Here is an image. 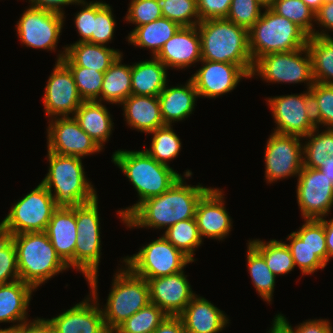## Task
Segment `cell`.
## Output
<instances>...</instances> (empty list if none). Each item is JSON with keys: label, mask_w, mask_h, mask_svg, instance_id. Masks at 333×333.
<instances>
[{"label": "cell", "mask_w": 333, "mask_h": 333, "mask_svg": "<svg viewBox=\"0 0 333 333\" xmlns=\"http://www.w3.org/2000/svg\"><path fill=\"white\" fill-rule=\"evenodd\" d=\"M175 248L192 262L197 261L194 253L202 244L195 218L179 221L168 227L162 234Z\"/></svg>", "instance_id": "obj_38"}, {"label": "cell", "mask_w": 333, "mask_h": 333, "mask_svg": "<svg viewBox=\"0 0 333 333\" xmlns=\"http://www.w3.org/2000/svg\"><path fill=\"white\" fill-rule=\"evenodd\" d=\"M264 8L258 0H232L226 19L249 30L261 17Z\"/></svg>", "instance_id": "obj_47"}, {"label": "cell", "mask_w": 333, "mask_h": 333, "mask_svg": "<svg viewBox=\"0 0 333 333\" xmlns=\"http://www.w3.org/2000/svg\"><path fill=\"white\" fill-rule=\"evenodd\" d=\"M324 224V231L326 237L327 247V264L333 258V218L326 219V217L320 219Z\"/></svg>", "instance_id": "obj_56"}, {"label": "cell", "mask_w": 333, "mask_h": 333, "mask_svg": "<svg viewBox=\"0 0 333 333\" xmlns=\"http://www.w3.org/2000/svg\"><path fill=\"white\" fill-rule=\"evenodd\" d=\"M273 319L286 333H325L333 326L330 320L325 318L308 319L294 328L282 313L276 314Z\"/></svg>", "instance_id": "obj_51"}, {"label": "cell", "mask_w": 333, "mask_h": 333, "mask_svg": "<svg viewBox=\"0 0 333 333\" xmlns=\"http://www.w3.org/2000/svg\"><path fill=\"white\" fill-rule=\"evenodd\" d=\"M293 231L327 265V247L324 224L320 219H304Z\"/></svg>", "instance_id": "obj_46"}, {"label": "cell", "mask_w": 333, "mask_h": 333, "mask_svg": "<svg viewBox=\"0 0 333 333\" xmlns=\"http://www.w3.org/2000/svg\"><path fill=\"white\" fill-rule=\"evenodd\" d=\"M325 333H333V327L331 326Z\"/></svg>", "instance_id": "obj_63"}, {"label": "cell", "mask_w": 333, "mask_h": 333, "mask_svg": "<svg viewBox=\"0 0 333 333\" xmlns=\"http://www.w3.org/2000/svg\"><path fill=\"white\" fill-rule=\"evenodd\" d=\"M314 13H316L319 8L324 3L323 0H302Z\"/></svg>", "instance_id": "obj_59"}, {"label": "cell", "mask_w": 333, "mask_h": 333, "mask_svg": "<svg viewBox=\"0 0 333 333\" xmlns=\"http://www.w3.org/2000/svg\"><path fill=\"white\" fill-rule=\"evenodd\" d=\"M46 234L56 253L75 270V245L78 236L76 224V206H59L53 213Z\"/></svg>", "instance_id": "obj_24"}, {"label": "cell", "mask_w": 333, "mask_h": 333, "mask_svg": "<svg viewBox=\"0 0 333 333\" xmlns=\"http://www.w3.org/2000/svg\"><path fill=\"white\" fill-rule=\"evenodd\" d=\"M48 172L41 183L58 206L72 207L94 200L98 194L86 176L82 159L47 151ZM88 178V179H87Z\"/></svg>", "instance_id": "obj_4"}, {"label": "cell", "mask_w": 333, "mask_h": 333, "mask_svg": "<svg viewBox=\"0 0 333 333\" xmlns=\"http://www.w3.org/2000/svg\"><path fill=\"white\" fill-rule=\"evenodd\" d=\"M303 166L318 169L324 160L333 156V129L316 127L307 136L302 137Z\"/></svg>", "instance_id": "obj_36"}, {"label": "cell", "mask_w": 333, "mask_h": 333, "mask_svg": "<svg viewBox=\"0 0 333 333\" xmlns=\"http://www.w3.org/2000/svg\"><path fill=\"white\" fill-rule=\"evenodd\" d=\"M20 333H50V331L39 320L32 326L22 328Z\"/></svg>", "instance_id": "obj_58"}, {"label": "cell", "mask_w": 333, "mask_h": 333, "mask_svg": "<svg viewBox=\"0 0 333 333\" xmlns=\"http://www.w3.org/2000/svg\"><path fill=\"white\" fill-rule=\"evenodd\" d=\"M15 244L20 279L35 290L70 269L56 253L46 232L10 236Z\"/></svg>", "instance_id": "obj_5"}, {"label": "cell", "mask_w": 333, "mask_h": 333, "mask_svg": "<svg viewBox=\"0 0 333 333\" xmlns=\"http://www.w3.org/2000/svg\"><path fill=\"white\" fill-rule=\"evenodd\" d=\"M314 24L318 25L315 27H320V30H314V36H331V32H333V2L322 4L315 13Z\"/></svg>", "instance_id": "obj_53"}, {"label": "cell", "mask_w": 333, "mask_h": 333, "mask_svg": "<svg viewBox=\"0 0 333 333\" xmlns=\"http://www.w3.org/2000/svg\"><path fill=\"white\" fill-rule=\"evenodd\" d=\"M152 333H186L179 316H167Z\"/></svg>", "instance_id": "obj_55"}, {"label": "cell", "mask_w": 333, "mask_h": 333, "mask_svg": "<svg viewBox=\"0 0 333 333\" xmlns=\"http://www.w3.org/2000/svg\"><path fill=\"white\" fill-rule=\"evenodd\" d=\"M122 60L123 54L104 73L101 89L103 103L120 105L132 94L131 65L123 63Z\"/></svg>", "instance_id": "obj_32"}, {"label": "cell", "mask_w": 333, "mask_h": 333, "mask_svg": "<svg viewBox=\"0 0 333 333\" xmlns=\"http://www.w3.org/2000/svg\"><path fill=\"white\" fill-rule=\"evenodd\" d=\"M309 35L289 19L265 7L261 17L249 29V49L255 63L260 57L306 47Z\"/></svg>", "instance_id": "obj_6"}, {"label": "cell", "mask_w": 333, "mask_h": 333, "mask_svg": "<svg viewBox=\"0 0 333 333\" xmlns=\"http://www.w3.org/2000/svg\"><path fill=\"white\" fill-rule=\"evenodd\" d=\"M309 92L316 127L333 129V85L314 82Z\"/></svg>", "instance_id": "obj_41"}, {"label": "cell", "mask_w": 333, "mask_h": 333, "mask_svg": "<svg viewBox=\"0 0 333 333\" xmlns=\"http://www.w3.org/2000/svg\"><path fill=\"white\" fill-rule=\"evenodd\" d=\"M105 305H101L107 330L113 333L125 320L150 303L149 284L125 265L118 267Z\"/></svg>", "instance_id": "obj_7"}, {"label": "cell", "mask_w": 333, "mask_h": 333, "mask_svg": "<svg viewBox=\"0 0 333 333\" xmlns=\"http://www.w3.org/2000/svg\"><path fill=\"white\" fill-rule=\"evenodd\" d=\"M84 132L103 150L114 130V122L105 103L83 101L73 116Z\"/></svg>", "instance_id": "obj_29"}, {"label": "cell", "mask_w": 333, "mask_h": 333, "mask_svg": "<svg viewBox=\"0 0 333 333\" xmlns=\"http://www.w3.org/2000/svg\"><path fill=\"white\" fill-rule=\"evenodd\" d=\"M169 69L155 57L132 63L131 88L137 96H158L168 84Z\"/></svg>", "instance_id": "obj_30"}, {"label": "cell", "mask_w": 333, "mask_h": 333, "mask_svg": "<svg viewBox=\"0 0 333 333\" xmlns=\"http://www.w3.org/2000/svg\"><path fill=\"white\" fill-rule=\"evenodd\" d=\"M75 5L80 6V11L74 14V26L80 36L76 42L92 43L93 18H95V0L87 2L79 0Z\"/></svg>", "instance_id": "obj_50"}, {"label": "cell", "mask_w": 333, "mask_h": 333, "mask_svg": "<svg viewBox=\"0 0 333 333\" xmlns=\"http://www.w3.org/2000/svg\"><path fill=\"white\" fill-rule=\"evenodd\" d=\"M173 125H164L151 131L150 147H145V151L158 163L170 167V162L178 157L182 142L178 134L174 131Z\"/></svg>", "instance_id": "obj_37"}, {"label": "cell", "mask_w": 333, "mask_h": 333, "mask_svg": "<svg viewBox=\"0 0 333 333\" xmlns=\"http://www.w3.org/2000/svg\"><path fill=\"white\" fill-rule=\"evenodd\" d=\"M22 328L8 326L7 328H0V333H20Z\"/></svg>", "instance_id": "obj_61"}, {"label": "cell", "mask_w": 333, "mask_h": 333, "mask_svg": "<svg viewBox=\"0 0 333 333\" xmlns=\"http://www.w3.org/2000/svg\"><path fill=\"white\" fill-rule=\"evenodd\" d=\"M324 1V3H331V2H333V0H323Z\"/></svg>", "instance_id": "obj_64"}, {"label": "cell", "mask_w": 333, "mask_h": 333, "mask_svg": "<svg viewBox=\"0 0 333 333\" xmlns=\"http://www.w3.org/2000/svg\"><path fill=\"white\" fill-rule=\"evenodd\" d=\"M120 260L133 274L144 279L164 277L183 271L193 262L163 235Z\"/></svg>", "instance_id": "obj_9"}, {"label": "cell", "mask_w": 333, "mask_h": 333, "mask_svg": "<svg viewBox=\"0 0 333 333\" xmlns=\"http://www.w3.org/2000/svg\"><path fill=\"white\" fill-rule=\"evenodd\" d=\"M266 102L276 123L273 132L304 137L316 128L309 90L267 97Z\"/></svg>", "instance_id": "obj_13"}, {"label": "cell", "mask_w": 333, "mask_h": 333, "mask_svg": "<svg viewBox=\"0 0 333 333\" xmlns=\"http://www.w3.org/2000/svg\"><path fill=\"white\" fill-rule=\"evenodd\" d=\"M20 279L16 247L12 238L0 232V284Z\"/></svg>", "instance_id": "obj_48"}, {"label": "cell", "mask_w": 333, "mask_h": 333, "mask_svg": "<svg viewBox=\"0 0 333 333\" xmlns=\"http://www.w3.org/2000/svg\"><path fill=\"white\" fill-rule=\"evenodd\" d=\"M66 16L29 5L15 25L22 45L56 52Z\"/></svg>", "instance_id": "obj_14"}, {"label": "cell", "mask_w": 333, "mask_h": 333, "mask_svg": "<svg viewBox=\"0 0 333 333\" xmlns=\"http://www.w3.org/2000/svg\"><path fill=\"white\" fill-rule=\"evenodd\" d=\"M271 324L268 333H286L274 320Z\"/></svg>", "instance_id": "obj_60"}, {"label": "cell", "mask_w": 333, "mask_h": 333, "mask_svg": "<svg viewBox=\"0 0 333 333\" xmlns=\"http://www.w3.org/2000/svg\"><path fill=\"white\" fill-rule=\"evenodd\" d=\"M112 5L96 0L95 18H93L92 43L107 46L114 39L117 21Z\"/></svg>", "instance_id": "obj_44"}, {"label": "cell", "mask_w": 333, "mask_h": 333, "mask_svg": "<svg viewBox=\"0 0 333 333\" xmlns=\"http://www.w3.org/2000/svg\"><path fill=\"white\" fill-rule=\"evenodd\" d=\"M37 291L21 279L0 284V323H12L14 327L26 328L34 325L40 317L28 319L30 301ZM29 320V321H28Z\"/></svg>", "instance_id": "obj_23"}, {"label": "cell", "mask_w": 333, "mask_h": 333, "mask_svg": "<svg viewBox=\"0 0 333 333\" xmlns=\"http://www.w3.org/2000/svg\"><path fill=\"white\" fill-rule=\"evenodd\" d=\"M201 67L191 75L199 98L214 99L236 89L242 79L251 76L240 66L201 60Z\"/></svg>", "instance_id": "obj_19"}, {"label": "cell", "mask_w": 333, "mask_h": 333, "mask_svg": "<svg viewBox=\"0 0 333 333\" xmlns=\"http://www.w3.org/2000/svg\"><path fill=\"white\" fill-rule=\"evenodd\" d=\"M163 17L178 23L181 27L197 26L200 18L196 0H157Z\"/></svg>", "instance_id": "obj_42"}, {"label": "cell", "mask_w": 333, "mask_h": 333, "mask_svg": "<svg viewBox=\"0 0 333 333\" xmlns=\"http://www.w3.org/2000/svg\"><path fill=\"white\" fill-rule=\"evenodd\" d=\"M58 207L48 189L40 182L12 205L0 223V232L8 236L44 232Z\"/></svg>", "instance_id": "obj_8"}, {"label": "cell", "mask_w": 333, "mask_h": 333, "mask_svg": "<svg viewBox=\"0 0 333 333\" xmlns=\"http://www.w3.org/2000/svg\"><path fill=\"white\" fill-rule=\"evenodd\" d=\"M181 28V26L161 17L155 21L133 28L128 33L127 40L129 44L140 49H149L151 57H155L162 46Z\"/></svg>", "instance_id": "obj_31"}, {"label": "cell", "mask_w": 333, "mask_h": 333, "mask_svg": "<svg viewBox=\"0 0 333 333\" xmlns=\"http://www.w3.org/2000/svg\"><path fill=\"white\" fill-rule=\"evenodd\" d=\"M74 78L78 92L83 101L101 102V89L104 72H98L80 66H67Z\"/></svg>", "instance_id": "obj_45"}, {"label": "cell", "mask_w": 333, "mask_h": 333, "mask_svg": "<svg viewBox=\"0 0 333 333\" xmlns=\"http://www.w3.org/2000/svg\"><path fill=\"white\" fill-rule=\"evenodd\" d=\"M225 192L211 187L199 200L195 220L203 238L223 241L232 231L233 221L225 206Z\"/></svg>", "instance_id": "obj_20"}, {"label": "cell", "mask_w": 333, "mask_h": 333, "mask_svg": "<svg viewBox=\"0 0 333 333\" xmlns=\"http://www.w3.org/2000/svg\"><path fill=\"white\" fill-rule=\"evenodd\" d=\"M111 157L112 163L131 182L139 198L132 206L116 211L120 222H124L143 201L166 192L181 176L193 174L187 169L181 175L174 168L158 163L145 150L119 149Z\"/></svg>", "instance_id": "obj_2"}, {"label": "cell", "mask_w": 333, "mask_h": 333, "mask_svg": "<svg viewBox=\"0 0 333 333\" xmlns=\"http://www.w3.org/2000/svg\"><path fill=\"white\" fill-rule=\"evenodd\" d=\"M185 84L165 86L158 95L162 119L165 125H172L190 117L199 98L191 78Z\"/></svg>", "instance_id": "obj_27"}, {"label": "cell", "mask_w": 333, "mask_h": 333, "mask_svg": "<svg viewBox=\"0 0 333 333\" xmlns=\"http://www.w3.org/2000/svg\"><path fill=\"white\" fill-rule=\"evenodd\" d=\"M247 244V271L252 284L261 300L272 304L275 290L276 276L266 265L264 258L249 244Z\"/></svg>", "instance_id": "obj_35"}, {"label": "cell", "mask_w": 333, "mask_h": 333, "mask_svg": "<svg viewBox=\"0 0 333 333\" xmlns=\"http://www.w3.org/2000/svg\"><path fill=\"white\" fill-rule=\"evenodd\" d=\"M258 76L272 84L304 83L309 90L313 84L312 59L306 47L290 52L270 53L260 57L253 67L251 79Z\"/></svg>", "instance_id": "obj_10"}, {"label": "cell", "mask_w": 333, "mask_h": 333, "mask_svg": "<svg viewBox=\"0 0 333 333\" xmlns=\"http://www.w3.org/2000/svg\"><path fill=\"white\" fill-rule=\"evenodd\" d=\"M268 184L297 177L303 168V140L296 135L271 132L264 150Z\"/></svg>", "instance_id": "obj_15"}, {"label": "cell", "mask_w": 333, "mask_h": 333, "mask_svg": "<svg viewBox=\"0 0 333 333\" xmlns=\"http://www.w3.org/2000/svg\"><path fill=\"white\" fill-rule=\"evenodd\" d=\"M79 0H28L30 6L65 16L64 6L75 5Z\"/></svg>", "instance_id": "obj_54"}, {"label": "cell", "mask_w": 333, "mask_h": 333, "mask_svg": "<svg viewBox=\"0 0 333 333\" xmlns=\"http://www.w3.org/2000/svg\"><path fill=\"white\" fill-rule=\"evenodd\" d=\"M295 267H298L302 276L314 274L319 269L321 271L327 266L294 232L287 238Z\"/></svg>", "instance_id": "obj_43"}, {"label": "cell", "mask_w": 333, "mask_h": 333, "mask_svg": "<svg viewBox=\"0 0 333 333\" xmlns=\"http://www.w3.org/2000/svg\"><path fill=\"white\" fill-rule=\"evenodd\" d=\"M283 240L270 241L252 239L247 241L265 260L266 265L275 276H281L294 270L295 265L291 251Z\"/></svg>", "instance_id": "obj_34"}, {"label": "cell", "mask_w": 333, "mask_h": 333, "mask_svg": "<svg viewBox=\"0 0 333 333\" xmlns=\"http://www.w3.org/2000/svg\"><path fill=\"white\" fill-rule=\"evenodd\" d=\"M98 196L76 206L77 240L75 245V269L86 281L98 274L101 260V223Z\"/></svg>", "instance_id": "obj_12"}, {"label": "cell", "mask_w": 333, "mask_h": 333, "mask_svg": "<svg viewBox=\"0 0 333 333\" xmlns=\"http://www.w3.org/2000/svg\"><path fill=\"white\" fill-rule=\"evenodd\" d=\"M269 8L297 24L309 36H314L315 13L302 0H275Z\"/></svg>", "instance_id": "obj_39"}, {"label": "cell", "mask_w": 333, "mask_h": 333, "mask_svg": "<svg viewBox=\"0 0 333 333\" xmlns=\"http://www.w3.org/2000/svg\"><path fill=\"white\" fill-rule=\"evenodd\" d=\"M314 82L333 85V36H309Z\"/></svg>", "instance_id": "obj_33"}, {"label": "cell", "mask_w": 333, "mask_h": 333, "mask_svg": "<svg viewBox=\"0 0 333 333\" xmlns=\"http://www.w3.org/2000/svg\"><path fill=\"white\" fill-rule=\"evenodd\" d=\"M168 315L149 303L125 320L113 333H152Z\"/></svg>", "instance_id": "obj_40"}, {"label": "cell", "mask_w": 333, "mask_h": 333, "mask_svg": "<svg viewBox=\"0 0 333 333\" xmlns=\"http://www.w3.org/2000/svg\"><path fill=\"white\" fill-rule=\"evenodd\" d=\"M202 60L242 67L250 76L254 62L249 49V30L226 18L207 19L197 25Z\"/></svg>", "instance_id": "obj_3"}, {"label": "cell", "mask_w": 333, "mask_h": 333, "mask_svg": "<svg viewBox=\"0 0 333 333\" xmlns=\"http://www.w3.org/2000/svg\"><path fill=\"white\" fill-rule=\"evenodd\" d=\"M296 198L303 219L328 217L333 207V182L320 169L304 167L296 183Z\"/></svg>", "instance_id": "obj_16"}, {"label": "cell", "mask_w": 333, "mask_h": 333, "mask_svg": "<svg viewBox=\"0 0 333 333\" xmlns=\"http://www.w3.org/2000/svg\"><path fill=\"white\" fill-rule=\"evenodd\" d=\"M119 106L122 107L126 125L141 133H150L164 126L158 96L131 94Z\"/></svg>", "instance_id": "obj_28"}, {"label": "cell", "mask_w": 333, "mask_h": 333, "mask_svg": "<svg viewBox=\"0 0 333 333\" xmlns=\"http://www.w3.org/2000/svg\"><path fill=\"white\" fill-rule=\"evenodd\" d=\"M265 7H269L275 0H258Z\"/></svg>", "instance_id": "obj_62"}, {"label": "cell", "mask_w": 333, "mask_h": 333, "mask_svg": "<svg viewBox=\"0 0 333 333\" xmlns=\"http://www.w3.org/2000/svg\"><path fill=\"white\" fill-rule=\"evenodd\" d=\"M58 51L56 62L62 61L66 66H80L106 72L115 60L123 54L119 49L90 42H74Z\"/></svg>", "instance_id": "obj_25"}, {"label": "cell", "mask_w": 333, "mask_h": 333, "mask_svg": "<svg viewBox=\"0 0 333 333\" xmlns=\"http://www.w3.org/2000/svg\"><path fill=\"white\" fill-rule=\"evenodd\" d=\"M192 175L181 176L166 192L143 201L123 222L130 229H163L175 223L195 218L196 207L211 188L185 181Z\"/></svg>", "instance_id": "obj_1"}, {"label": "cell", "mask_w": 333, "mask_h": 333, "mask_svg": "<svg viewBox=\"0 0 333 333\" xmlns=\"http://www.w3.org/2000/svg\"><path fill=\"white\" fill-rule=\"evenodd\" d=\"M318 169L322 170V172L333 182V156L324 160Z\"/></svg>", "instance_id": "obj_57"}, {"label": "cell", "mask_w": 333, "mask_h": 333, "mask_svg": "<svg viewBox=\"0 0 333 333\" xmlns=\"http://www.w3.org/2000/svg\"><path fill=\"white\" fill-rule=\"evenodd\" d=\"M44 87L43 106L48 119L74 116L83 100L78 92L70 69L62 62H55Z\"/></svg>", "instance_id": "obj_18"}, {"label": "cell", "mask_w": 333, "mask_h": 333, "mask_svg": "<svg viewBox=\"0 0 333 333\" xmlns=\"http://www.w3.org/2000/svg\"><path fill=\"white\" fill-rule=\"evenodd\" d=\"M200 21L226 18L232 0H196Z\"/></svg>", "instance_id": "obj_52"}, {"label": "cell", "mask_w": 333, "mask_h": 333, "mask_svg": "<svg viewBox=\"0 0 333 333\" xmlns=\"http://www.w3.org/2000/svg\"><path fill=\"white\" fill-rule=\"evenodd\" d=\"M186 333H219L229 326V317L203 296L195 295L179 315Z\"/></svg>", "instance_id": "obj_26"}, {"label": "cell", "mask_w": 333, "mask_h": 333, "mask_svg": "<svg viewBox=\"0 0 333 333\" xmlns=\"http://www.w3.org/2000/svg\"><path fill=\"white\" fill-rule=\"evenodd\" d=\"M46 131L47 151L52 153L84 159L103 151L73 116L49 119Z\"/></svg>", "instance_id": "obj_17"}, {"label": "cell", "mask_w": 333, "mask_h": 333, "mask_svg": "<svg viewBox=\"0 0 333 333\" xmlns=\"http://www.w3.org/2000/svg\"><path fill=\"white\" fill-rule=\"evenodd\" d=\"M98 276L87 280L90 292L82 301L51 319L39 318L50 333H110L99 303Z\"/></svg>", "instance_id": "obj_11"}, {"label": "cell", "mask_w": 333, "mask_h": 333, "mask_svg": "<svg viewBox=\"0 0 333 333\" xmlns=\"http://www.w3.org/2000/svg\"><path fill=\"white\" fill-rule=\"evenodd\" d=\"M168 69L185 70L202 60L201 40L197 26L181 27L155 56ZM195 63V64H194Z\"/></svg>", "instance_id": "obj_22"}, {"label": "cell", "mask_w": 333, "mask_h": 333, "mask_svg": "<svg viewBox=\"0 0 333 333\" xmlns=\"http://www.w3.org/2000/svg\"><path fill=\"white\" fill-rule=\"evenodd\" d=\"M128 5L124 19L134 24L135 28L163 17L157 0H131Z\"/></svg>", "instance_id": "obj_49"}, {"label": "cell", "mask_w": 333, "mask_h": 333, "mask_svg": "<svg viewBox=\"0 0 333 333\" xmlns=\"http://www.w3.org/2000/svg\"><path fill=\"white\" fill-rule=\"evenodd\" d=\"M184 271L146 279L149 284L150 303L157 305L168 316H179L196 295Z\"/></svg>", "instance_id": "obj_21"}]
</instances>
